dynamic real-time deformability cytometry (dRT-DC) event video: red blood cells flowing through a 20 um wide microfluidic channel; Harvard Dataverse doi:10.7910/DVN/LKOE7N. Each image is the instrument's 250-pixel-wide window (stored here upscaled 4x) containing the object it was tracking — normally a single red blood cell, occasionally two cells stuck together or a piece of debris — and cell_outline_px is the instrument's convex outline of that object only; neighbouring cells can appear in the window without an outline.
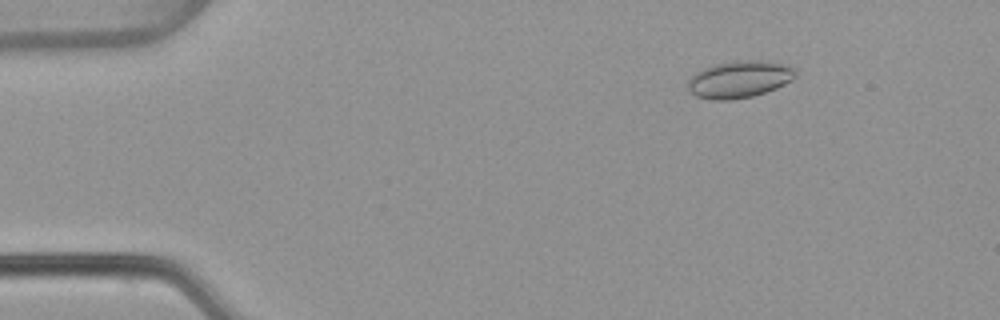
{"species": "common noctule bat (a hibernating species)", "species_latin": "Nyctalus noctula", "temperature_condition": "warm", "stored_images_in_passage": 54, "camera_frame_rate_fps": 3000, "um_per_image_px": 0.085, "animal": {"sex": "female", "body_mass_g": 22.7, "forearm_length_mm": 54.2}, "frame": {"image": 1, "passage_image": 8, "time_ms": 2.333, "image_size_px": [1000, 320], "cell_outline_px": [[796, 76], [792, 80], [776, 88], [752, 96], [732, 100], [712, 100], [696, 96], [688, 92], [688, 80], [696, 72], [704, 68], [716, 64], [732, 60], [772, 60], [788, 64], [796, 68]], "centroid_in_image_um": [62.88, 6.72], "position_along_channel_um": 22.1, "area_um2": 23.64}}
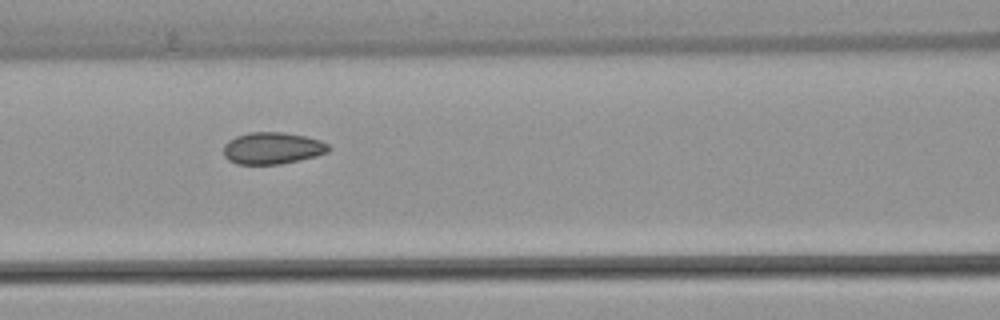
{"frame": {"image": 2, "passage_image": 24, "time_ms": 7.667, "image_size_px": [1000, 320], "cell_outline_px": [[332, 148], [328, 152], [316, 156], [280, 164], [236, 164], [228, 160], [224, 156], [224, 144], [228, 140], [236, 136], [248, 132], [284, 132], [304, 136], [320, 140], [328, 144]], "centroid_in_image_um": [23.14, 12.59], "position_along_channel_um": 143.5, "area_um2": 19.59}}
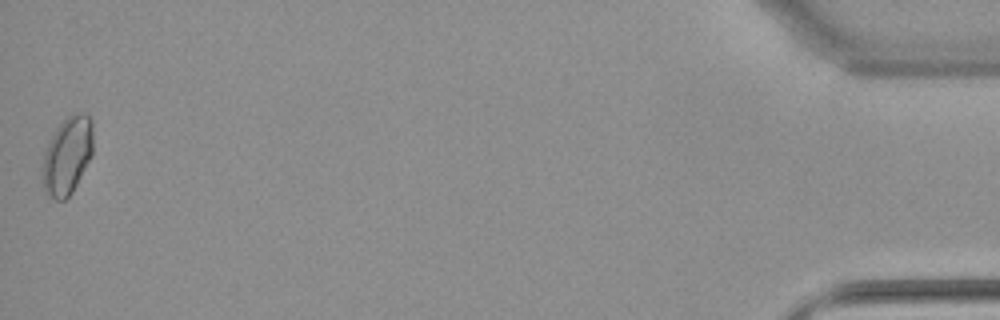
{"frame": {"image": 3, "passage_image": 54, "time_ms": 17.667, "image_size_px": [1000, 320], "cell_outline_px": [[92, 156], [72, 192], [64, 200], [56, 200], [44, 188], [40, 168], [44, 152], [56, 128], [68, 116], [76, 112], [84, 112], [92, 120]], "centroid_in_image_um": [5.71, 13.21], "position_along_channel_um": 429.5, "area_um2": 22.89}, "authors_computed_cell_mechanics": {"area_um2": 19.7098, "velocity_mm_per_s": 3.8268, "shape_relaxation_time_tau1_ms": null, "shape_relaxation_time_tau2_ms": 1.275, "deformation_change_tau1": null, "deformation_change_tau2": 0.0467}}